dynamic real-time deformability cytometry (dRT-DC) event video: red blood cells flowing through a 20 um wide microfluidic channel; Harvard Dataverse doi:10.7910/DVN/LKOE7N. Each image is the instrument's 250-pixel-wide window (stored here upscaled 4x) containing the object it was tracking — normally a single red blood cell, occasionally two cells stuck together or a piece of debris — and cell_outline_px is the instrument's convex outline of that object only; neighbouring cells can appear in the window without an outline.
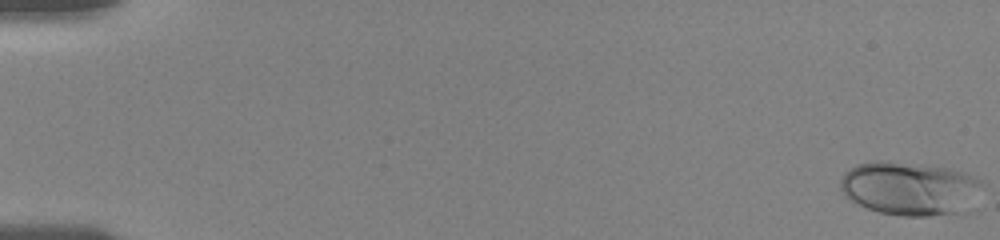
{"species": "human", "species_latin": "Homo sapiens", "temperature_condition": "room temperature", "stored_images_in_passage": 46, "camera_frame_rate_fps": 3000, "um_per_image_px": 0.085, "donor": {"sex": "female"}, "frame": {"image": 1, "passage_image": 1, "time_ms": 0.0, "image_size_px": [1000, 240], "cell_outline_px": [[984, 184], [956, 212], [928, 216], [904, 216], [880, 212], [868, 208], [852, 200], [840, 188], [840, 180], [844, 172], [856, 164], [876, 160], [888, 160], [948, 168], [964, 172], [976, 176], [984, 180]], "centroid_in_image_um": [77.25, 15.96], "position_along_channel_um": 7.8, "area_um2": 43.47}}
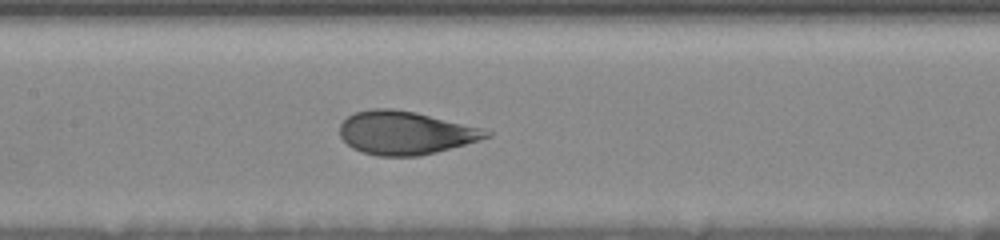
{"frame": {"image": 2, "passage_image": 23, "time_ms": 9.0, "image_size_px": [1000, 240], "cell_outline_px": [[492, 136], [480, 140], [436, 152], [420, 156], [376, 156], [360, 152], [352, 148], [340, 136], [340, 124], [348, 116], [356, 112], [372, 108], [392, 108], [416, 112], [484, 128], [492, 132]], "centroid_in_image_um": [34.47, 11.29], "position_along_channel_um": 172.9, "area_um2": 37.17}}
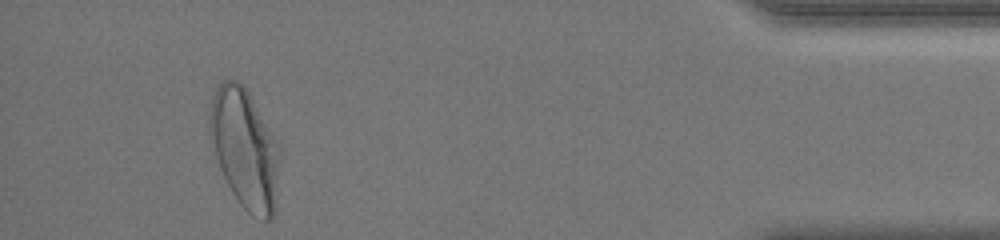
{"frame": {"image": 3, "passage_image": 43, "time_ms": 17.0, "image_size_px": [1000, 240], "cell_outline_px": [[280, 148], [276, 204], [272, 216], [268, 220], [264, 220], [252, 216], [240, 204], [232, 192], [220, 168], [208, 136], [208, 112], [212, 96], [220, 80], [236, 80], [248, 92], [276, 140]], "centroid_in_image_um": [20.77, 12.63], "position_along_channel_um": 414.4, "area_um2": 48.73}, "authors_computed_cell_mechanics": {"area_um2": 38.8127, "velocity_mm_per_s": 3.6742, "shape_relaxation_time_tau1_ms": 3.285, "shape_relaxation_time_tau2_ms": null, "deformation_change_tau1": 0.149, "deformation_change_tau2": null}}